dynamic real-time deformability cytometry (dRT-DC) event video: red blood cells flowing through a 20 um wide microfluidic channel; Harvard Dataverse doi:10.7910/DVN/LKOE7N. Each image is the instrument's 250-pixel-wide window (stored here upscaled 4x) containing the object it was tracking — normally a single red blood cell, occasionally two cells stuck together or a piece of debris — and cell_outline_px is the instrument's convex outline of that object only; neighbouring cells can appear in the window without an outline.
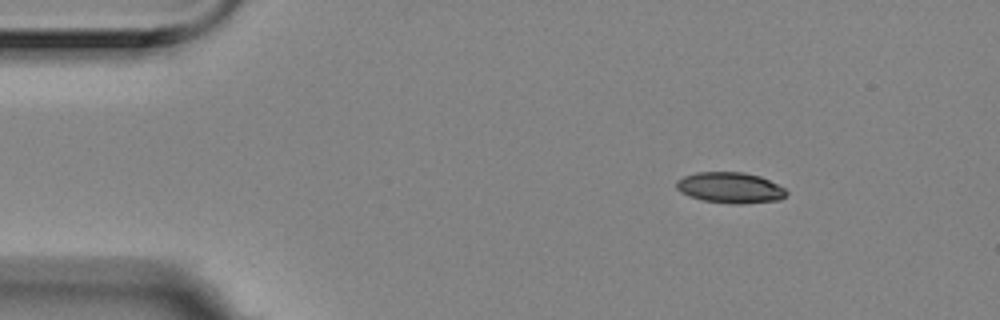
{"species": "Egyptian fruit bat (a non-hibernating species)", "species_latin": "Rousettus aegyptiacus", "temperature_condition": "room temperature", "stored_images_in_passage": 6, "camera_frame_rate_fps": 3000, "um_per_image_px": 0.085, "animal": {"sex": "female"}, "frame": {"image": 1, "passage_image": 1, "time_ms": 0.0, "image_size_px": [1000, 320], "cell_outline_px": [[788, 192], [780, 200], [740, 204], [732, 204], [704, 200], [688, 196], [680, 192], [676, 188], [676, 180], [684, 176], [696, 172], [744, 172], [760, 176], [784, 188]], "centroid_in_image_um": [62.04, 15.95], "position_along_channel_um": 23.0, "area_um2": 19.77}}
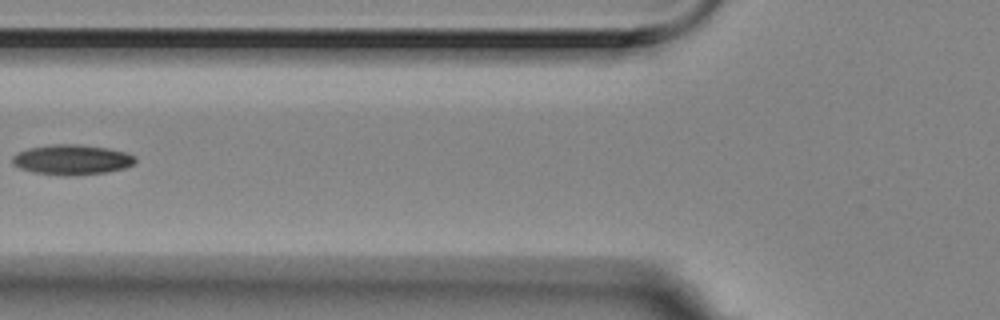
{"frame": {"image": 2, "passage_image": 5, "time_ms": 1.333, "image_size_px": [1000, 320], "cell_outline_px": [[136, 160], [132, 164], [124, 168], [108, 172], [72, 176], [64, 176], [32, 172], [20, 168], [12, 164], [12, 156], [16, 152], [28, 148], [52, 144], [80, 144], [108, 148], [124, 152], [136, 156]], "centroid_in_image_um": [6.08, 13.57], "position_along_channel_um": 119.7, "area_um2": 21.79}}
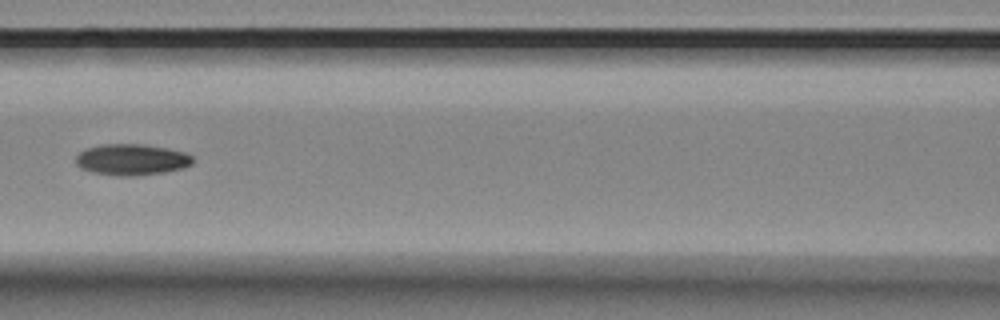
{"frame": {"image": 3, "passage_image": 6, "time_ms": 1.667, "image_size_px": [1000, 320], "cell_outline_px": [[196, 160], [192, 164], [184, 168], [164, 172], [136, 176], [116, 176], [92, 172], [80, 168], [76, 164], [76, 156], [80, 152], [88, 148], [100, 144], [144, 144], [168, 148], [184, 152], [192, 156]], "centroid_in_image_um": [11.21, 13.57], "position_along_channel_um": 155.4, "area_um2": 21.5}}